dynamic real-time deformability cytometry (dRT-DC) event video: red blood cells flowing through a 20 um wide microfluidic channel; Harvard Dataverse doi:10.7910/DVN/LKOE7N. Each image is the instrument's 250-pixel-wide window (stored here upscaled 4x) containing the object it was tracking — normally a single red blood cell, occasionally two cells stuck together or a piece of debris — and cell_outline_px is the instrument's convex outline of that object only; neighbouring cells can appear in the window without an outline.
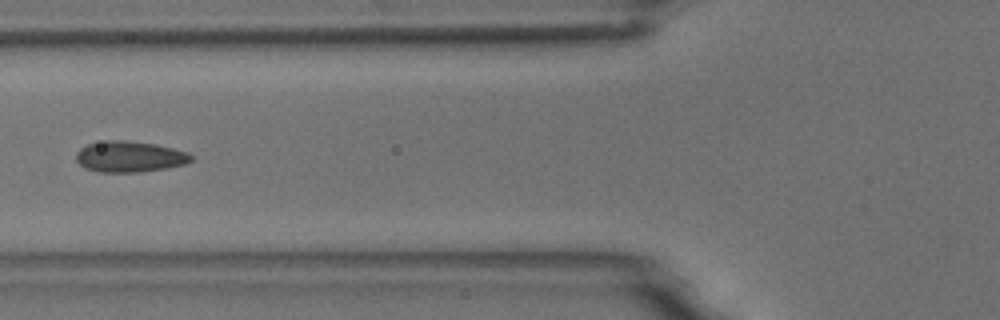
{"species": "common noctule bat (a hibernating species)", "species_latin": "Nyctalus noctula", "temperature_condition": "room temperature", "stored_images_in_passage": 9, "camera_frame_rate_fps": 3000, "um_per_image_px": 0.085, "animal": {"sex": "male", "body_mass_g": 18.8}, "frame": {"image": 1, "passage_image": 6, "time_ms": 6.667, "image_size_px": [1000, 320], "cell_outline_px": [[192, 160], [184, 164], [168, 168], [140, 172], [96, 172], [84, 168], [76, 160], [76, 152], [80, 148], [88, 144], [108, 140], [124, 140], [156, 144], [188, 152], [192, 156]], "centroid_in_image_um": [11.0, 13.32], "position_along_channel_um": 114.8, "area_um2": 20.87}}
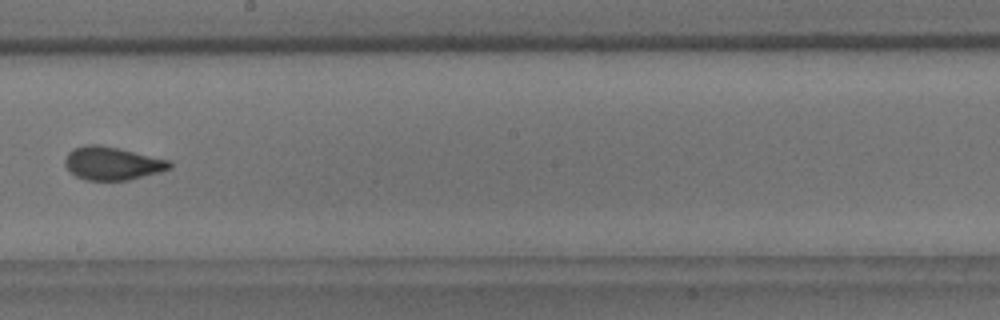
{"frame": {"image": 2, "passage_image": 9, "time_ms": 10.0, "image_size_px": [1000, 320], "cell_outline_px": [[172, 168], [160, 172], [128, 180], [84, 180], [76, 176], [64, 164], [64, 160], [68, 152], [72, 148], [84, 144], [100, 144], [168, 160], [172, 164]], "centroid_in_image_um": [9.51, 13.88], "position_along_channel_um": 238.7, "area_um2": 20.17}}